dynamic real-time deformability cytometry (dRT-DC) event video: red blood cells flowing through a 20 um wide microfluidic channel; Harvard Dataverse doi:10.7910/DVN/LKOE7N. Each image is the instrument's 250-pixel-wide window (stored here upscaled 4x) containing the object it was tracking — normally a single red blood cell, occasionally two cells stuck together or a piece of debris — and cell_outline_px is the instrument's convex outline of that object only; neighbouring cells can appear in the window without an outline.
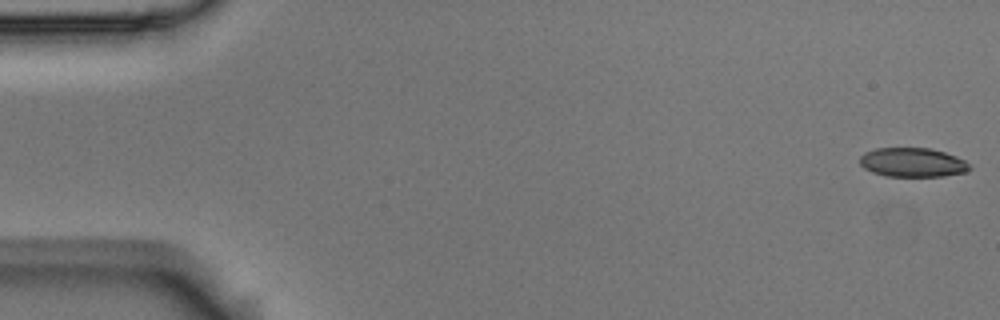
{"species": "Egyptian fruit bat (a non-hibernating species)", "species_latin": "Rousettus aegyptiacus", "temperature_condition": "room temperature", "stored_images_in_passage": 56, "camera_frame_rate_fps": 3000, "um_per_image_px": 0.085, "animal": {"sex": "male"}, "frame": {"image": 1, "passage_image": 1, "time_ms": 0.0, "image_size_px": [1000, 320], "cell_outline_px": [[972, 168], [964, 172], [944, 176], [884, 176], [872, 172], [864, 168], [860, 164], [860, 156], [864, 152], [876, 148], [928, 148], [944, 152], [956, 156], [964, 160]], "centroid_in_image_um": [77.54, 13.8], "position_along_channel_um": 7.5, "area_um2": 18.61}}
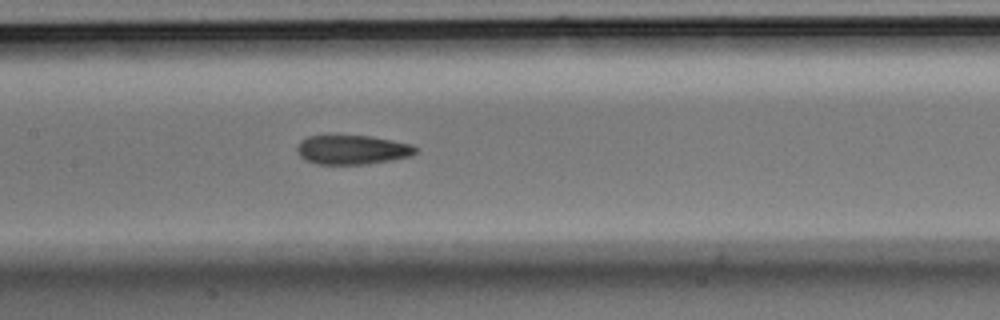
{"frame": {"image": 2, "passage_image": 27, "time_ms": 8.667, "image_size_px": [1000, 320], "cell_outline_px": [[416, 152], [412, 156], [392, 160], [368, 164], [316, 164], [300, 156], [296, 148], [300, 140], [308, 136], [372, 136], [412, 144], [416, 148]], "centroid_in_image_um": [29.96, 12.73], "position_along_channel_um": 177.4, "area_um2": 20.17}}
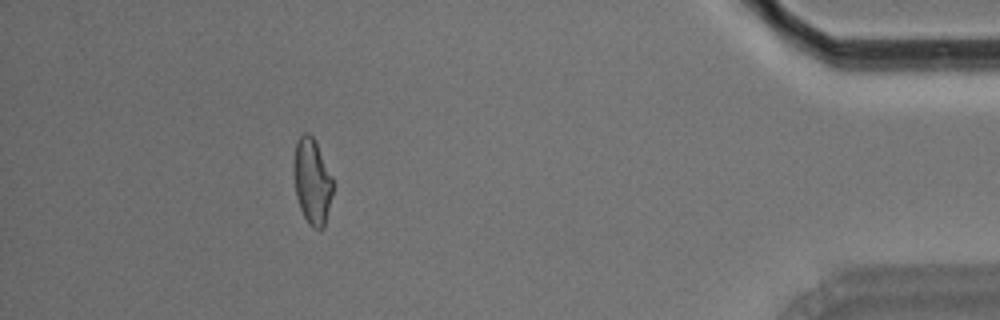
{"frame": {"image": 3, "passage_image": 51, "time_ms": 16.667, "image_size_px": [1000, 320], "cell_outline_px": [[332, 192], [324, 228], [312, 228], [308, 224], [300, 208], [296, 196], [292, 172], [292, 164], [296, 144], [300, 136], [304, 132], [308, 132], [316, 140], [332, 176]], "centroid_in_image_um": [26.5, 15.38], "position_along_channel_um": 408.7, "area_um2": 19.77}, "authors_computed_cell_mechanics": {"area_um2": 20.2011, "velocity_mm_per_s": 3.5579, "shape_relaxation_time_tau1_ms": 6.0009, "shape_relaxation_time_tau2_ms": 2.2178, "deformation_change_tau1": 0.1832, "deformation_change_tau2": 0.1006}}